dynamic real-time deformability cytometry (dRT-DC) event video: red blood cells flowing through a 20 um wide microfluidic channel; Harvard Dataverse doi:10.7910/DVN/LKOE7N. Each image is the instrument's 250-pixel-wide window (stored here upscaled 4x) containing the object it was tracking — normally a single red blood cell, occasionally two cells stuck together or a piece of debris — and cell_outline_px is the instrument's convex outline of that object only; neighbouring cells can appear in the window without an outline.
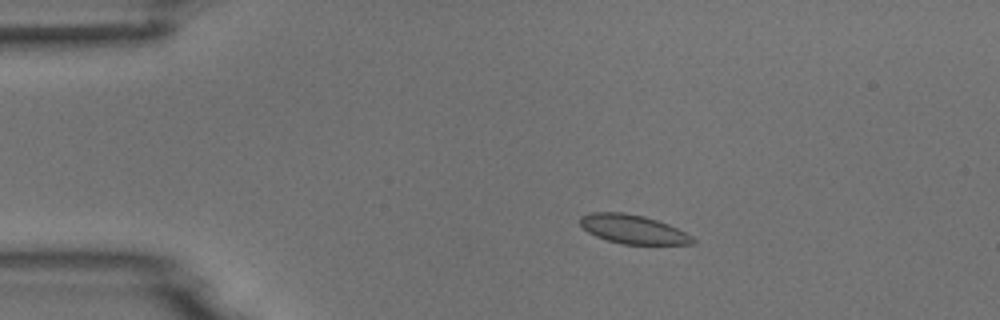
{"species": "common noctule bat (a hibernating species)", "species_latin": "Nyctalus noctula", "temperature_condition": "room temperature", "stored_images_in_passage": 9, "camera_frame_rate_fps": 3000, "um_per_image_px": 0.085, "animal": {"sex": "male", "body_mass_g": 18.8}, "frame": {"image": 1, "passage_image": 4, "time_ms": 3.333, "image_size_px": [1000, 320], "cell_outline_px": [[696, 244], [624, 244], [608, 240], [596, 236], [588, 232], [580, 224], [580, 216], [592, 212], [624, 212], [644, 216], [668, 224], [692, 236], [696, 240]], "centroid_in_image_um": [53.81, 19.48], "position_along_channel_um": 31.2, "area_um2": 18.84}}
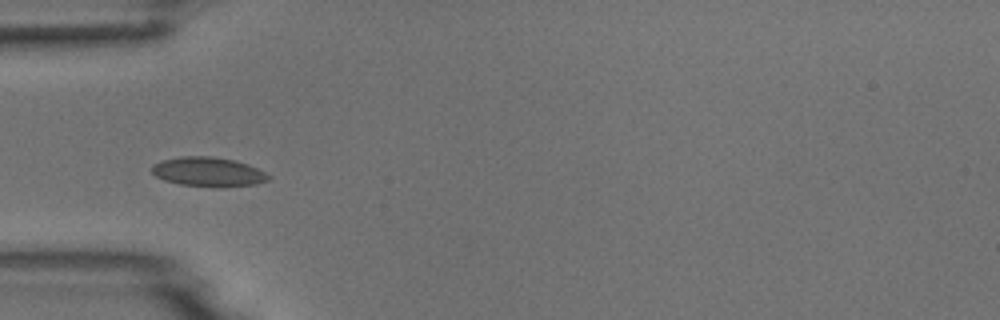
{"frame": {"image": 2, "passage_image": 6, "time_ms": 5.667, "image_size_px": [1000, 320], "cell_outline_px": [[272, 180], [256, 184], [220, 188], [216, 188], [180, 184], [164, 180], [156, 176], [152, 172], [152, 164], [160, 160], [180, 156], [212, 156], [236, 160], [248, 164], [272, 176]], "centroid_in_image_um": [17.73, 14.61], "position_along_channel_um": 67.3, "area_um2": 20.4}}